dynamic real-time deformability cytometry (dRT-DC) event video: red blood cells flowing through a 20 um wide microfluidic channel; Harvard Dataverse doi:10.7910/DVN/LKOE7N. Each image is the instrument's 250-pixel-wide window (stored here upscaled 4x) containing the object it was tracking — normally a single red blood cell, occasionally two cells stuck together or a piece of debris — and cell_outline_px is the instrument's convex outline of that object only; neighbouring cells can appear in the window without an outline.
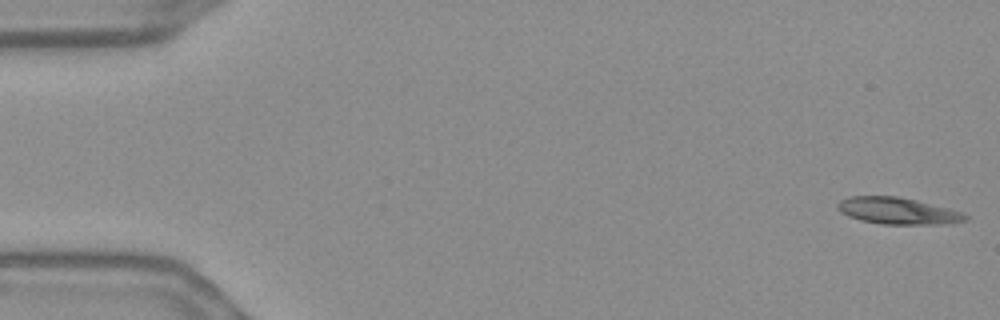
{"species": "Egyptian fruit bat (a non-hibernating species)", "species_latin": "Rousettus aegyptiacus", "temperature_condition": "warm", "stored_images_in_passage": 55, "camera_frame_rate_fps": 3000, "um_per_image_px": 0.085, "frame": {"image": 1, "passage_image": 1, "time_ms": 0.0, "image_size_px": [1000, 320], "cell_outline_px": [[968, 220], [952, 224], [884, 224], [860, 220], [848, 216], [840, 212], [836, 208], [836, 204], [840, 200], [848, 196], [900, 196], [948, 208], [960, 212], [968, 216]], "centroid_in_image_um": [76.29, 17.92], "position_along_channel_um": 8.7, "area_um2": 20.0}}
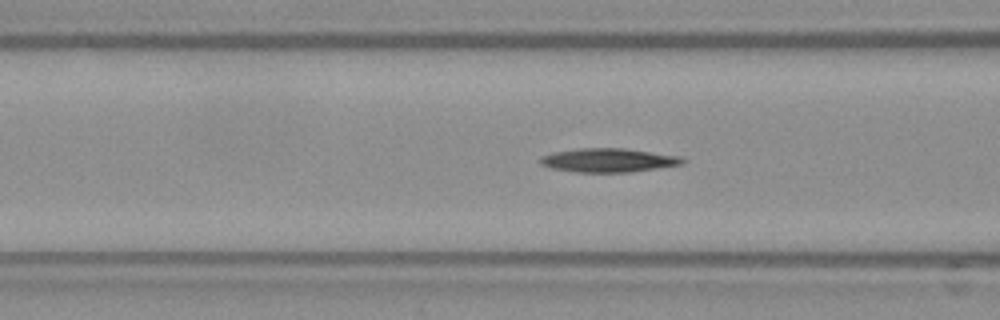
{"frame": {"image": 2, "passage_image": 21, "time_ms": 6.667, "image_size_px": [1000, 320], "cell_outline_px": [[688, 160], [684, 164], [632, 172], [576, 172], [552, 168], [540, 164], [540, 156], [552, 152], [580, 148], [624, 148], [680, 156]], "centroid_in_image_um": [51.74, 13.62], "position_along_channel_um": 114.9, "area_um2": 19.88}}
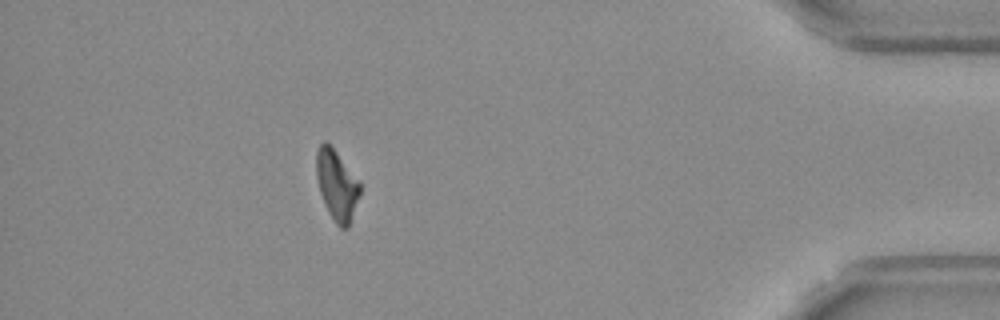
{"frame": {"image": 3, "passage_image": 49, "time_ms": 16.0, "image_size_px": [1000, 320], "cell_outline_px": [[360, 192], [348, 228], [340, 228], [336, 224], [328, 212], [324, 204], [320, 192], [316, 176], [316, 152], [320, 144], [324, 140], [336, 152], [360, 180]], "centroid_in_image_um": [28.62, 15.73], "position_along_channel_um": 406.6, "area_um2": 17.74}}